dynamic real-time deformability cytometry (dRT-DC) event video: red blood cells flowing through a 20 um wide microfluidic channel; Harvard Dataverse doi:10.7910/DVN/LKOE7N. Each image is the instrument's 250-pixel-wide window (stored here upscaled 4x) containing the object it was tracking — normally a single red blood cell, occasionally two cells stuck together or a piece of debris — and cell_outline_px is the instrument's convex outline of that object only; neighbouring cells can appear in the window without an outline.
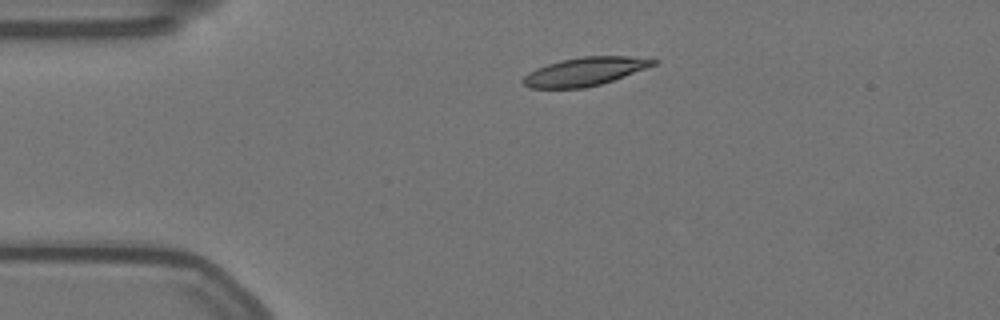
{"species": "Egyptian fruit bat (a non-hibernating species)", "species_latin": "Rousettus aegyptiacus", "temperature_condition": "warm", "stored_images_in_passage": 46, "camera_frame_rate_fps": 3000, "um_per_image_px": 0.085, "animal": {"sex": "female"}, "frame": {"image": 1, "passage_image": 1, "time_ms": 0.0, "image_size_px": [1000, 320], "cell_outline_px": [[660, 60], [656, 64], [612, 80], [600, 84], [584, 88], [528, 88], [520, 84], [520, 80], [528, 72], [536, 68], [560, 60], [584, 56], [628, 56]], "centroid_in_image_um": [49.63, 6.08], "position_along_channel_um": 35.4, "area_um2": 21.5}}
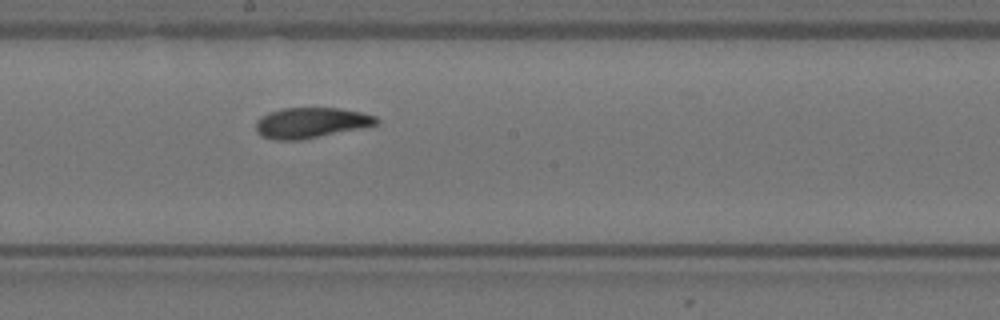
{"frame": {"image": 2, "passage_image": 20, "time_ms": 6.333, "image_size_px": [1000, 320], "cell_outline_px": [[380, 120], [376, 124], [364, 128], [300, 140], [272, 140], [256, 132], [256, 120], [260, 116], [268, 112], [280, 108], [340, 108], [360, 112], [376, 116]], "centroid_in_image_um": [26.42, 10.43], "position_along_channel_um": 221.8, "area_um2": 21.62}}
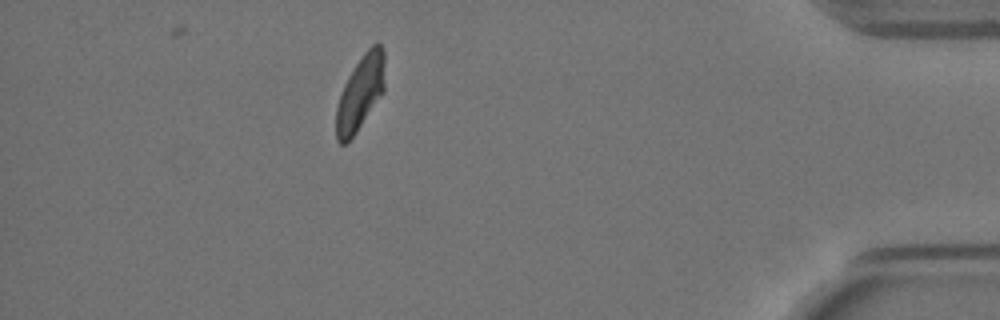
{"frame": {"image": 3, "passage_image": 40, "time_ms": 13.0, "image_size_px": [1000, 320], "cell_outline_px": [[384, 92], [356, 132], [344, 144], [340, 144], [336, 140], [336, 108], [344, 84], [348, 76], [364, 52], [372, 44], [380, 44], [384, 52]], "centroid_in_image_um": [30.63, 7.9], "position_along_channel_um": 404.6, "area_um2": 20.92}, "authors_computed_cell_mechanics": {"area_um2": 21.4727, "velocity_mm_per_s": 3.4969, "shape_relaxation_time_tau1_ms": null, "shape_relaxation_time_tau2_ms": 2.3186, "deformation_change_tau1": null, "deformation_change_tau2": 0.0772}}